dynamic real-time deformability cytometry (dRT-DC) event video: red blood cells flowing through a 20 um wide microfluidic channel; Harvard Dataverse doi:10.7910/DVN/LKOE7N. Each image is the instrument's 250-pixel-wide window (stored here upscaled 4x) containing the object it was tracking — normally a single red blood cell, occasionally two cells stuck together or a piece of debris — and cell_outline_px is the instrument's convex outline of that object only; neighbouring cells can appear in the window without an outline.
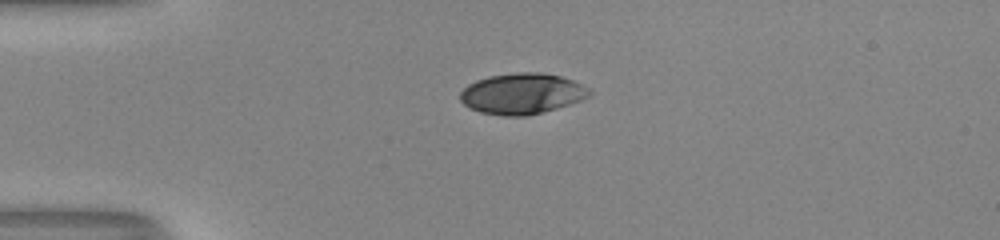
{"species": "human", "species_latin": "Homo sapiens", "temperature_condition": "room temperature", "stored_images_in_passage": 33, "camera_frame_rate_fps": 3000, "um_per_image_px": 0.085, "donor": {"sex": "male"}, "frame": {"image": 1, "passage_image": 1, "time_ms": 0.0, "image_size_px": [1000, 240], "cell_outline_px": [[592, 92], [588, 96], [580, 100], [556, 108], [528, 116], [504, 116], [480, 112], [464, 104], [460, 100], [460, 92], [468, 84], [476, 80], [488, 76], [516, 72], [540, 72], [560, 76], [572, 80], [588, 88]], "centroid_in_image_um": [44.34, 7.95], "position_along_channel_um": 40.7, "area_um2": 30.58}}
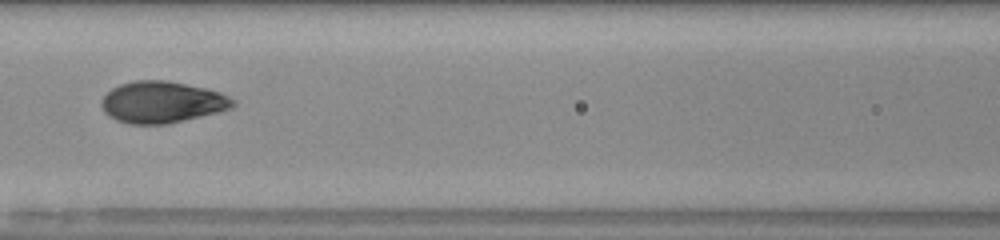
{"frame": {"image": 2, "passage_image": 12, "time_ms": 3.667, "image_size_px": [1000, 240], "cell_outline_px": [[236, 104], [232, 108], [168, 124], [128, 124], [116, 120], [108, 116], [104, 112], [100, 104], [104, 96], [112, 88], [120, 84], [132, 80], [164, 80], [204, 88], [220, 92], [236, 100]], "centroid_in_image_um": [13.75, 8.69], "position_along_channel_um": 152.9, "area_um2": 31.79}}
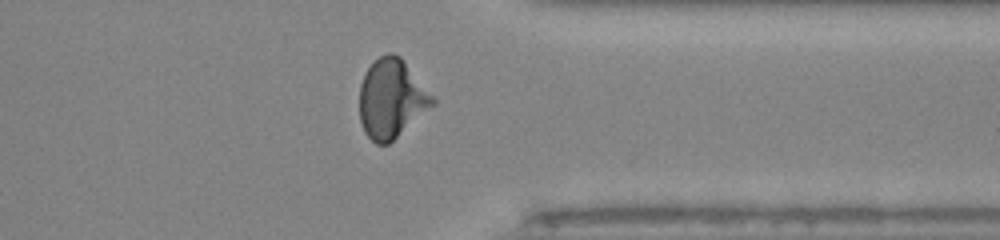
{"frame": {"image": 3, "passage_image": 29, "time_ms": 9.333, "image_size_px": [1000, 240], "cell_outline_px": [[436, 104], [388, 144], [376, 144], [364, 132], [360, 120], [360, 84], [368, 68], [380, 56], [388, 52], [392, 52], [400, 56], [436, 100]], "centroid_in_image_um": [33.28, 8.4], "position_along_channel_um": 378.1, "area_um2": 33.29}, "authors_computed_cell_mechanics": {"area_um2": 31.6744, "velocity_mm_per_s": 4.0588, "shape_relaxation_time_tau1_ms": 3.3814, "shape_relaxation_time_tau2_ms": null, "deformation_change_tau1": 0.1763, "deformation_change_tau2": null}}